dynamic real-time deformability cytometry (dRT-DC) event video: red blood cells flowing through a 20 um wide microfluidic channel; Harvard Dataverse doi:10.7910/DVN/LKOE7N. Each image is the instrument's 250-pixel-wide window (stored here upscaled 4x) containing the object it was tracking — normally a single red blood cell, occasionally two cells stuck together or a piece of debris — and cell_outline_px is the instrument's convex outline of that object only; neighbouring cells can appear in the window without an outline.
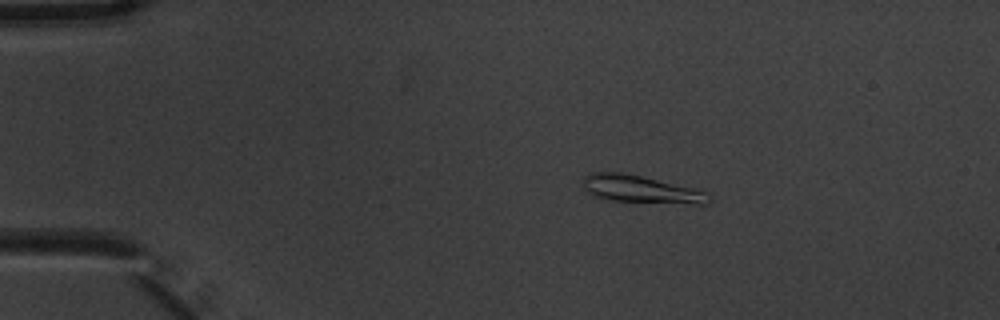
{"species": "common noctule bat (a hibernating species)", "species_latin": "Nyctalus noctula", "temperature_condition": "warm", "stored_images_in_passage": 5, "camera_frame_rate_fps": 3000, "um_per_image_px": 0.085, "animal": {"sex": "male", "body_mass_g": 20.1, "forearm_length_mm": 53.5}, "frame": {"image": 1, "passage_image": 2, "time_ms": 0.333, "image_size_px": [1000, 320], "cell_outline_px": [[712, 200], [708, 204], [696, 204], [608, 200], [596, 196], [588, 192], [584, 188], [584, 176], [588, 172], [624, 172], [692, 188], [708, 192], [712, 196]], "centroid_in_image_um": [54.5, 16.08], "position_along_channel_um": 30.5, "area_um2": 20.06}}